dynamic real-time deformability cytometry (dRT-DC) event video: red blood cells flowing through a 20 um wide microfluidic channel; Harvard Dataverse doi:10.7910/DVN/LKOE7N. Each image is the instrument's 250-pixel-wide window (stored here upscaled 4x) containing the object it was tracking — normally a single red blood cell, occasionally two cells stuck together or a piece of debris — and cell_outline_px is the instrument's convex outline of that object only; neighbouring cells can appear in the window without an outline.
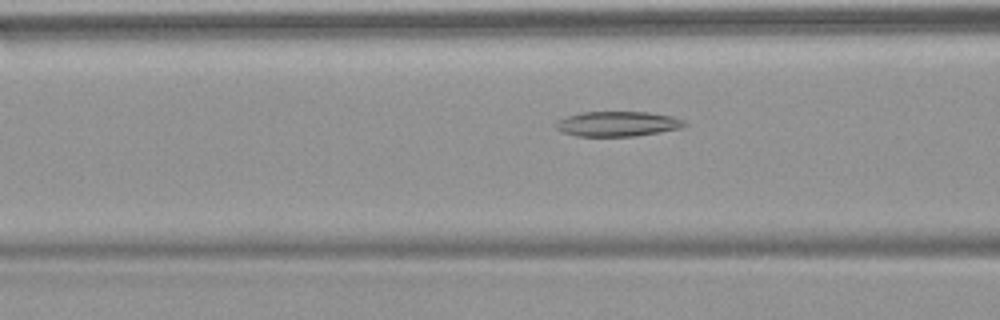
{"species": "common noctule bat (a hibernating species)", "species_latin": "Nyctalus noctula", "temperature_condition": "warm", "stored_images_in_passage": 33, "camera_frame_rate_fps": 3000, "um_per_image_px": 0.085, "animal": {"sex": "female", "body_mass_g": 18.4}, "frame": {"image": 1, "passage_image": 10, "time_ms": 3.0, "image_size_px": [1000, 320], "cell_outline_px": [[688, 124], [684, 128], [636, 136], [576, 136], [564, 132], [556, 128], [556, 124], [560, 120], [568, 116], [580, 112], [648, 112], [672, 116], [684, 120]], "centroid_in_image_um": [52.57, 10.53], "position_along_channel_um": 114.0, "area_um2": 18.73}}
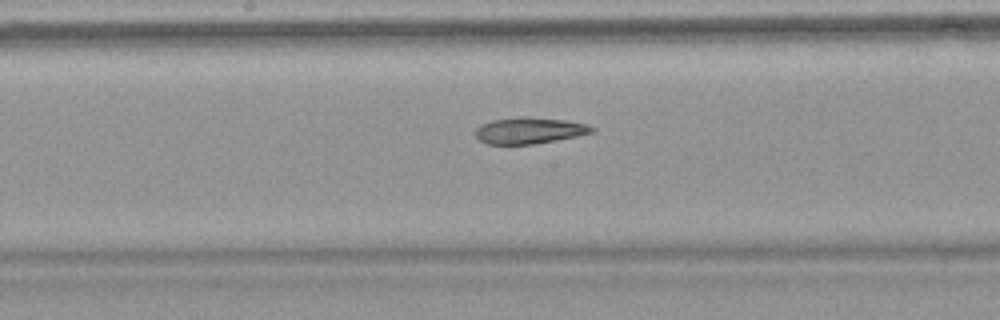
{"frame": {"image": 2, "passage_image": 17, "time_ms": 5.333, "image_size_px": [1000, 320], "cell_outline_px": [[596, 132], [556, 140], [532, 144], [488, 144], [480, 140], [472, 132], [480, 124], [492, 120], [520, 116], [524, 116], [568, 120], [584, 124], [596, 128]], "centroid_in_image_um": [44.97, 11.08], "position_along_channel_um": 203.2, "area_um2": 18.03}}
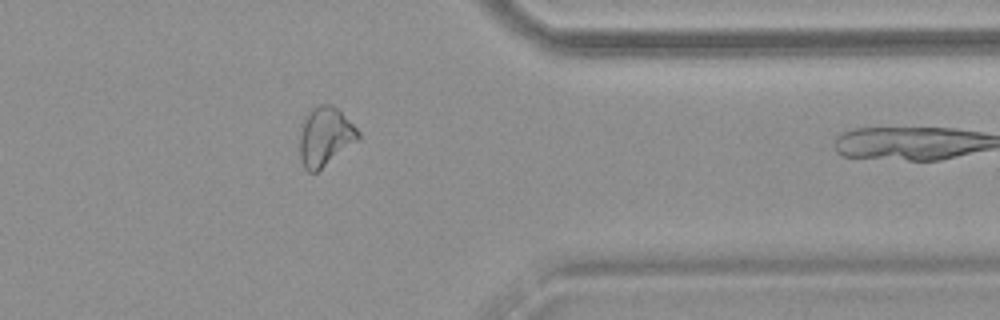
{"frame": {"image": 3, "passage_image": 32, "time_ms": 10.333, "image_size_px": [1000, 320], "cell_outline_px": [[360, 140], [316, 172], [308, 172], [304, 168], [300, 160], [300, 132], [304, 116], [312, 108], [320, 104], [332, 104], [360, 132]], "centroid_in_image_um": [27.63, 11.62], "position_along_channel_um": 383.8, "area_um2": 20.11}}